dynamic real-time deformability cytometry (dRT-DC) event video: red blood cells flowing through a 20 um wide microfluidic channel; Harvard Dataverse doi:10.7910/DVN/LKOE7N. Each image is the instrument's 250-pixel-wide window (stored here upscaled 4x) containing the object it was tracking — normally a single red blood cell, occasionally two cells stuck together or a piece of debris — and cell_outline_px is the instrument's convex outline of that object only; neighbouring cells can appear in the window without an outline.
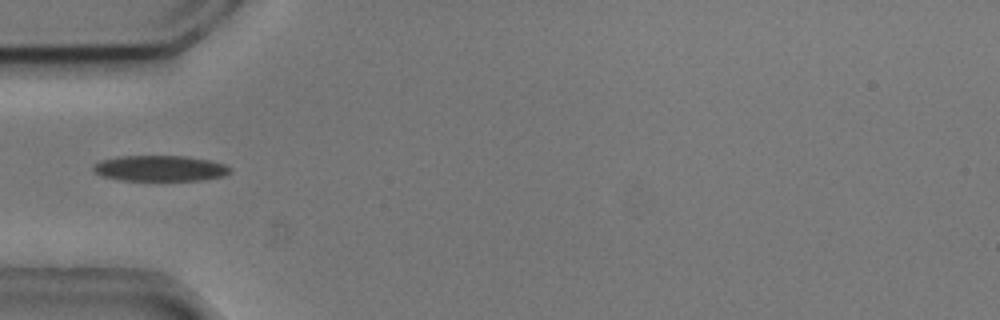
{"species": "common noctule bat (a hibernating species)", "species_latin": "Nyctalus noctula", "temperature_condition": "cold", "stored_images_in_passage": 2, "camera_frame_rate_fps": 3000, "um_per_image_px": 0.085, "animal": {"sex": "male", "body_mass_g": 20.5, "forearm_length_mm": 52.5}, "frame": {"image": 1, "passage_image": 2, "time_ms": 0.333, "image_size_px": [1000, 320], "cell_outline_px": [[232, 172], [224, 176], [200, 180], [120, 180], [100, 176], [92, 172], [92, 164], [100, 160], [120, 156], [184, 156], [208, 160], [224, 164], [232, 168]], "centroid_in_image_um": [13.55, 14.31], "position_along_channel_um": 71.4, "area_um2": 20.69}}